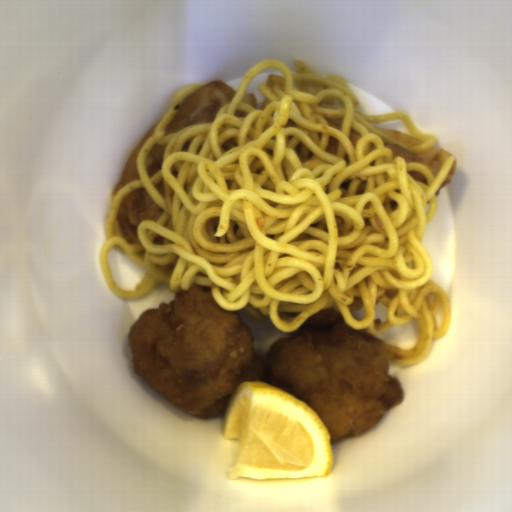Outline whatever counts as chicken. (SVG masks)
<instances>
[{
  "mask_svg": "<svg viewBox=\"0 0 512 512\" xmlns=\"http://www.w3.org/2000/svg\"><path fill=\"white\" fill-rule=\"evenodd\" d=\"M127 341L137 375L202 420L227 409L241 382L261 381L312 407L335 444L370 430L405 396L401 380L390 375L383 339L351 328L332 309L308 318L261 357L241 313L192 285L142 312Z\"/></svg>",
  "mask_w": 512,
  "mask_h": 512,
  "instance_id": "chicken-1",
  "label": "chicken"
}]
</instances>
